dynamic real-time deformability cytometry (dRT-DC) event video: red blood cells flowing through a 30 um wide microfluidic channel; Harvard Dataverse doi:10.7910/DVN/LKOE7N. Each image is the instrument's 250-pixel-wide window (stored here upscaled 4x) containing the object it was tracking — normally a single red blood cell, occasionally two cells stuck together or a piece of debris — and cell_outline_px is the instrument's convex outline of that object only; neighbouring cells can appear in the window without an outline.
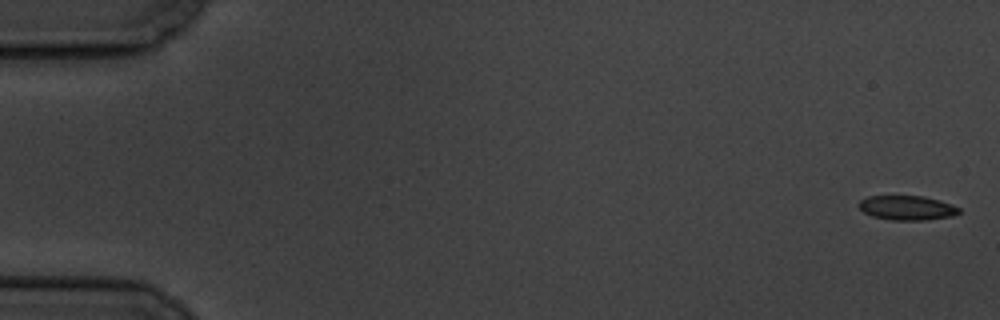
{"species": "common noctule bat (a hibernating species)", "species_latin": "Nyctalus noctula", "temperature_condition": "cold", "stored_images_in_passage": 6, "camera_frame_rate_fps": 3000, "um_per_image_px": 0.085, "animal": {"sex": "male", "body_mass_g": 19.5, "forearm_length_mm": 54.6}, "frame": {"image": 1, "passage_image": 1, "time_ms": 0.0, "image_size_px": [1000, 320], "cell_outline_px": [[960, 212], [952, 216], [928, 220], [892, 220], [872, 216], [864, 212], [856, 204], [860, 200], [868, 196], [924, 196], [940, 200], [952, 204], [960, 208]], "centroid_in_image_um": [77.1, 17.66], "position_along_channel_um": 7.9, "area_um2": 14.39}}
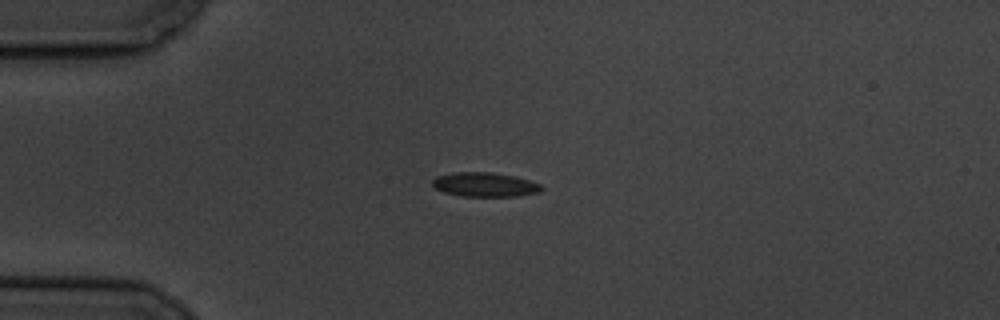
{"frame": {"image": 2, "passage_image": 5, "time_ms": 4.667, "image_size_px": [1000, 320], "cell_outline_px": [[544, 188], [540, 192], [520, 196], [460, 196], [444, 192], [436, 188], [432, 184], [432, 180], [436, 176], [452, 172], [492, 172], [516, 176], [540, 184]], "centroid_in_image_um": [41.22, 15.68], "position_along_channel_um": 43.8, "area_um2": 15.55}}